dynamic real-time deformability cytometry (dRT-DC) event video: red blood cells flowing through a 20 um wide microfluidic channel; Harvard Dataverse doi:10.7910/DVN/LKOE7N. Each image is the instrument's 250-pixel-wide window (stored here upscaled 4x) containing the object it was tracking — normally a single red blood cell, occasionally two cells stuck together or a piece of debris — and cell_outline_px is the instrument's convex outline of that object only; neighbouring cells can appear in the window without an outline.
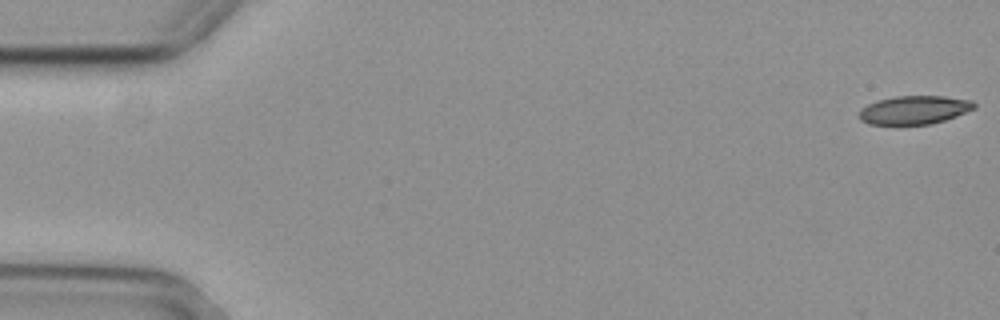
{"species": "common noctule bat (a hibernating species)", "species_latin": "Nyctalus noctula", "temperature_condition": "cold", "stored_images_in_passage": 47, "camera_frame_rate_fps": 3000, "um_per_image_px": 0.085, "animal": {"sex": "female", "body_mass_g": 29.2, "forearm_length_mm": 56.3}, "frame": {"image": 1, "passage_image": 1, "time_ms": 0.0, "image_size_px": [1000, 320], "cell_outline_px": [[976, 108], [956, 116], [944, 120], [928, 124], [868, 124], [860, 120], [856, 116], [860, 108], [876, 100], [896, 96], [944, 96], [972, 100], [976, 104]], "centroid_in_image_um": [77.67, 9.34], "position_along_channel_um": 7.3, "area_um2": 19.25}}
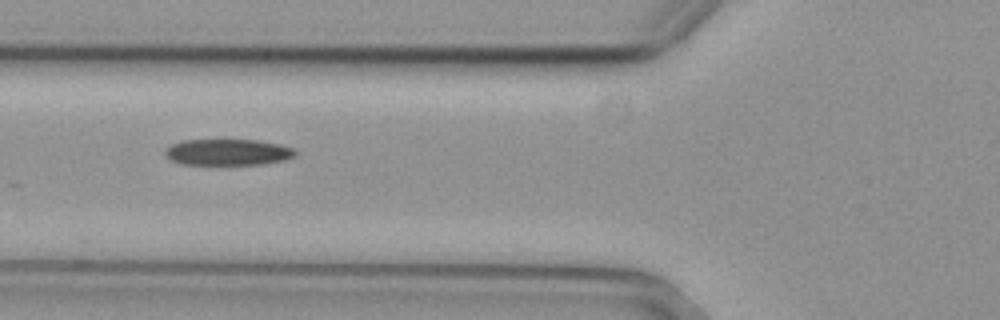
{"frame": {"image": 2, "passage_image": 21, "time_ms": 6.667, "image_size_px": [1000, 320], "cell_outline_px": [[296, 156], [284, 160], [264, 164], [180, 164], [172, 160], [164, 152], [164, 148], [172, 144], [184, 140], [256, 140], [280, 144], [296, 148]], "centroid_in_image_um": [19.4, 12.93], "position_along_channel_um": 106.4, "area_um2": 19.94}}
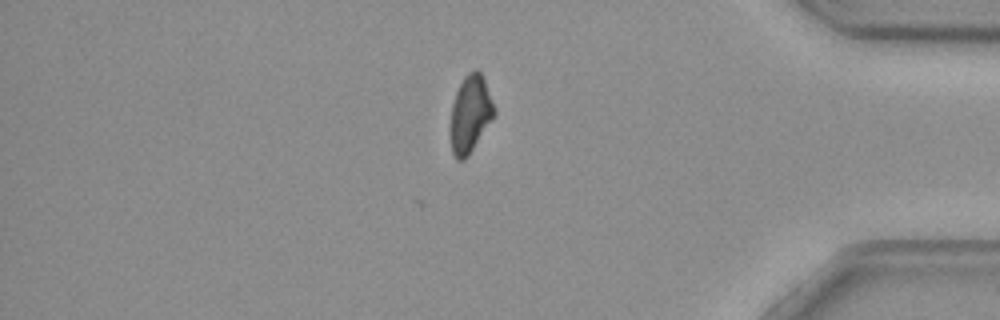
{"frame": {"image": 3, "passage_image": 47, "time_ms": 15.333, "image_size_px": [1000, 320], "cell_outline_px": [[496, 112], [468, 156], [464, 160], [456, 160], [452, 152], [448, 132], [452, 104], [456, 92], [464, 76], [468, 72], [476, 68], [480, 72], [484, 80]], "centroid_in_image_um": [39.91, 9.72], "position_along_channel_um": 395.3, "area_um2": 19.71}, "authors_computed_cell_mechanics": {"area_um2": 20.9236, "velocity_mm_per_s": 3.7038, "shape_relaxation_time_tau1_ms": 10.5846, "shape_relaxation_time_tau2_ms": null, "deformation_change_tau1": 0.2114, "deformation_change_tau2": null}}